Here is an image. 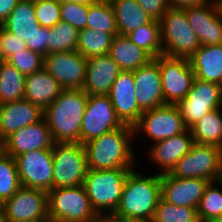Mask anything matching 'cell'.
<instances>
[{"label": "cell", "mask_w": 222, "mask_h": 222, "mask_svg": "<svg viewBox=\"0 0 222 222\" xmlns=\"http://www.w3.org/2000/svg\"><path fill=\"white\" fill-rule=\"evenodd\" d=\"M134 141V127L124 125L84 143L88 169L137 168Z\"/></svg>", "instance_id": "obj_1"}, {"label": "cell", "mask_w": 222, "mask_h": 222, "mask_svg": "<svg viewBox=\"0 0 222 222\" xmlns=\"http://www.w3.org/2000/svg\"><path fill=\"white\" fill-rule=\"evenodd\" d=\"M88 94L83 89H64L44 109V119L55 143H80L82 119Z\"/></svg>", "instance_id": "obj_2"}, {"label": "cell", "mask_w": 222, "mask_h": 222, "mask_svg": "<svg viewBox=\"0 0 222 222\" xmlns=\"http://www.w3.org/2000/svg\"><path fill=\"white\" fill-rule=\"evenodd\" d=\"M144 173L134 169L127 175L119 205L113 213L120 220L153 218L161 198V175Z\"/></svg>", "instance_id": "obj_3"}, {"label": "cell", "mask_w": 222, "mask_h": 222, "mask_svg": "<svg viewBox=\"0 0 222 222\" xmlns=\"http://www.w3.org/2000/svg\"><path fill=\"white\" fill-rule=\"evenodd\" d=\"M136 168L88 169L83 182L97 214H113L120 202L127 175Z\"/></svg>", "instance_id": "obj_4"}, {"label": "cell", "mask_w": 222, "mask_h": 222, "mask_svg": "<svg viewBox=\"0 0 222 222\" xmlns=\"http://www.w3.org/2000/svg\"><path fill=\"white\" fill-rule=\"evenodd\" d=\"M162 55L189 59L201 46L184 9L169 8L160 20Z\"/></svg>", "instance_id": "obj_5"}, {"label": "cell", "mask_w": 222, "mask_h": 222, "mask_svg": "<svg viewBox=\"0 0 222 222\" xmlns=\"http://www.w3.org/2000/svg\"><path fill=\"white\" fill-rule=\"evenodd\" d=\"M47 202L50 222H86L97 214L83 185L51 189Z\"/></svg>", "instance_id": "obj_6"}, {"label": "cell", "mask_w": 222, "mask_h": 222, "mask_svg": "<svg viewBox=\"0 0 222 222\" xmlns=\"http://www.w3.org/2000/svg\"><path fill=\"white\" fill-rule=\"evenodd\" d=\"M187 129L177 105L166 104L143 111L139 122L134 126V135L136 143L141 141L143 146L149 140L155 143L179 135ZM138 138L141 139L137 141Z\"/></svg>", "instance_id": "obj_7"}, {"label": "cell", "mask_w": 222, "mask_h": 222, "mask_svg": "<svg viewBox=\"0 0 222 222\" xmlns=\"http://www.w3.org/2000/svg\"><path fill=\"white\" fill-rule=\"evenodd\" d=\"M53 154V189L83 185L88 166L84 144L55 143Z\"/></svg>", "instance_id": "obj_8"}, {"label": "cell", "mask_w": 222, "mask_h": 222, "mask_svg": "<svg viewBox=\"0 0 222 222\" xmlns=\"http://www.w3.org/2000/svg\"><path fill=\"white\" fill-rule=\"evenodd\" d=\"M170 174L177 178H201L210 182L222 179V149L194 143Z\"/></svg>", "instance_id": "obj_9"}, {"label": "cell", "mask_w": 222, "mask_h": 222, "mask_svg": "<svg viewBox=\"0 0 222 222\" xmlns=\"http://www.w3.org/2000/svg\"><path fill=\"white\" fill-rule=\"evenodd\" d=\"M177 107L189 129L208 112L222 107L221 87L215 82L194 78L190 91Z\"/></svg>", "instance_id": "obj_10"}, {"label": "cell", "mask_w": 222, "mask_h": 222, "mask_svg": "<svg viewBox=\"0 0 222 222\" xmlns=\"http://www.w3.org/2000/svg\"><path fill=\"white\" fill-rule=\"evenodd\" d=\"M7 222H50L47 192L21 186L3 202Z\"/></svg>", "instance_id": "obj_11"}, {"label": "cell", "mask_w": 222, "mask_h": 222, "mask_svg": "<svg viewBox=\"0 0 222 222\" xmlns=\"http://www.w3.org/2000/svg\"><path fill=\"white\" fill-rule=\"evenodd\" d=\"M123 126L108 95H88L81 124L80 143L84 144Z\"/></svg>", "instance_id": "obj_12"}, {"label": "cell", "mask_w": 222, "mask_h": 222, "mask_svg": "<svg viewBox=\"0 0 222 222\" xmlns=\"http://www.w3.org/2000/svg\"><path fill=\"white\" fill-rule=\"evenodd\" d=\"M165 104L177 105L191 89L195 78L189 59L159 56Z\"/></svg>", "instance_id": "obj_13"}, {"label": "cell", "mask_w": 222, "mask_h": 222, "mask_svg": "<svg viewBox=\"0 0 222 222\" xmlns=\"http://www.w3.org/2000/svg\"><path fill=\"white\" fill-rule=\"evenodd\" d=\"M15 160L21 186L46 192L53 189L52 149L33 150Z\"/></svg>", "instance_id": "obj_14"}, {"label": "cell", "mask_w": 222, "mask_h": 222, "mask_svg": "<svg viewBox=\"0 0 222 222\" xmlns=\"http://www.w3.org/2000/svg\"><path fill=\"white\" fill-rule=\"evenodd\" d=\"M87 59L78 51L54 52L44 56L43 69L64 89H83Z\"/></svg>", "instance_id": "obj_15"}, {"label": "cell", "mask_w": 222, "mask_h": 222, "mask_svg": "<svg viewBox=\"0 0 222 222\" xmlns=\"http://www.w3.org/2000/svg\"><path fill=\"white\" fill-rule=\"evenodd\" d=\"M184 11L201 45L222 44V9L218 0H209Z\"/></svg>", "instance_id": "obj_16"}, {"label": "cell", "mask_w": 222, "mask_h": 222, "mask_svg": "<svg viewBox=\"0 0 222 222\" xmlns=\"http://www.w3.org/2000/svg\"><path fill=\"white\" fill-rule=\"evenodd\" d=\"M194 144L190 129L182 132L179 135L155 142L151 146L146 144L147 159L150 161V167L155 166L159 175L170 173L176 163L187 154Z\"/></svg>", "instance_id": "obj_17"}, {"label": "cell", "mask_w": 222, "mask_h": 222, "mask_svg": "<svg viewBox=\"0 0 222 222\" xmlns=\"http://www.w3.org/2000/svg\"><path fill=\"white\" fill-rule=\"evenodd\" d=\"M108 96L121 122L134 127L143 111L137 103L133 71L122 70L111 86Z\"/></svg>", "instance_id": "obj_18"}, {"label": "cell", "mask_w": 222, "mask_h": 222, "mask_svg": "<svg viewBox=\"0 0 222 222\" xmlns=\"http://www.w3.org/2000/svg\"><path fill=\"white\" fill-rule=\"evenodd\" d=\"M210 181L201 178H177L170 173L161 175V198L179 207L196 208Z\"/></svg>", "instance_id": "obj_19"}, {"label": "cell", "mask_w": 222, "mask_h": 222, "mask_svg": "<svg viewBox=\"0 0 222 222\" xmlns=\"http://www.w3.org/2000/svg\"><path fill=\"white\" fill-rule=\"evenodd\" d=\"M133 75L136 99L142 111L166 105L162 91L159 56L137 70H133Z\"/></svg>", "instance_id": "obj_20"}, {"label": "cell", "mask_w": 222, "mask_h": 222, "mask_svg": "<svg viewBox=\"0 0 222 222\" xmlns=\"http://www.w3.org/2000/svg\"><path fill=\"white\" fill-rule=\"evenodd\" d=\"M54 144L51 131L43 118L11 134L3 141V148L5 154L16 158L33 150L52 149Z\"/></svg>", "instance_id": "obj_21"}, {"label": "cell", "mask_w": 222, "mask_h": 222, "mask_svg": "<svg viewBox=\"0 0 222 222\" xmlns=\"http://www.w3.org/2000/svg\"><path fill=\"white\" fill-rule=\"evenodd\" d=\"M44 117V110L26 99L0 104V140L17 130L35 124Z\"/></svg>", "instance_id": "obj_22"}, {"label": "cell", "mask_w": 222, "mask_h": 222, "mask_svg": "<svg viewBox=\"0 0 222 222\" xmlns=\"http://www.w3.org/2000/svg\"><path fill=\"white\" fill-rule=\"evenodd\" d=\"M121 71L108 54L88 58L83 90L88 95H108Z\"/></svg>", "instance_id": "obj_23"}, {"label": "cell", "mask_w": 222, "mask_h": 222, "mask_svg": "<svg viewBox=\"0 0 222 222\" xmlns=\"http://www.w3.org/2000/svg\"><path fill=\"white\" fill-rule=\"evenodd\" d=\"M64 88L45 69L25 76L24 99L43 110L54 102Z\"/></svg>", "instance_id": "obj_24"}, {"label": "cell", "mask_w": 222, "mask_h": 222, "mask_svg": "<svg viewBox=\"0 0 222 222\" xmlns=\"http://www.w3.org/2000/svg\"><path fill=\"white\" fill-rule=\"evenodd\" d=\"M1 26L27 43L33 51V35L40 27L34 3L20 0Z\"/></svg>", "instance_id": "obj_25"}, {"label": "cell", "mask_w": 222, "mask_h": 222, "mask_svg": "<svg viewBox=\"0 0 222 222\" xmlns=\"http://www.w3.org/2000/svg\"><path fill=\"white\" fill-rule=\"evenodd\" d=\"M189 62L195 78L218 83L222 75V44L201 45Z\"/></svg>", "instance_id": "obj_26"}, {"label": "cell", "mask_w": 222, "mask_h": 222, "mask_svg": "<svg viewBox=\"0 0 222 222\" xmlns=\"http://www.w3.org/2000/svg\"><path fill=\"white\" fill-rule=\"evenodd\" d=\"M124 71L137 70L153 59L145 50L130 41L126 35H115L108 54Z\"/></svg>", "instance_id": "obj_27"}, {"label": "cell", "mask_w": 222, "mask_h": 222, "mask_svg": "<svg viewBox=\"0 0 222 222\" xmlns=\"http://www.w3.org/2000/svg\"><path fill=\"white\" fill-rule=\"evenodd\" d=\"M111 4L119 35H127L153 21V18L139 6L137 0H113Z\"/></svg>", "instance_id": "obj_28"}, {"label": "cell", "mask_w": 222, "mask_h": 222, "mask_svg": "<svg viewBox=\"0 0 222 222\" xmlns=\"http://www.w3.org/2000/svg\"><path fill=\"white\" fill-rule=\"evenodd\" d=\"M189 129L194 143L222 149V107L208 112Z\"/></svg>", "instance_id": "obj_29"}, {"label": "cell", "mask_w": 222, "mask_h": 222, "mask_svg": "<svg viewBox=\"0 0 222 222\" xmlns=\"http://www.w3.org/2000/svg\"><path fill=\"white\" fill-rule=\"evenodd\" d=\"M25 75L7 61H0V104L24 98Z\"/></svg>", "instance_id": "obj_30"}, {"label": "cell", "mask_w": 222, "mask_h": 222, "mask_svg": "<svg viewBox=\"0 0 222 222\" xmlns=\"http://www.w3.org/2000/svg\"><path fill=\"white\" fill-rule=\"evenodd\" d=\"M113 36L90 28L79 30L77 51L86 59L109 54Z\"/></svg>", "instance_id": "obj_31"}, {"label": "cell", "mask_w": 222, "mask_h": 222, "mask_svg": "<svg viewBox=\"0 0 222 222\" xmlns=\"http://www.w3.org/2000/svg\"><path fill=\"white\" fill-rule=\"evenodd\" d=\"M126 36L152 58L162 55L160 21L153 20L151 23L131 31Z\"/></svg>", "instance_id": "obj_32"}, {"label": "cell", "mask_w": 222, "mask_h": 222, "mask_svg": "<svg viewBox=\"0 0 222 222\" xmlns=\"http://www.w3.org/2000/svg\"><path fill=\"white\" fill-rule=\"evenodd\" d=\"M196 210L200 222L222 216V179L208 183Z\"/></svg>", "instance_id": "obj_33"}, {"label": "cell", "mask_w": 222, "mask_h": 222, "mask_svg": "<svg viewBox=\"0 0 222 222\" xmlns=\"http://www.w3.org/2000/svg\"><path fill=\"white\" fill-rule=\"evenodd\" d=\"M87 17V28L110 33L113 37L118 35L115 13L111 3L94 2L90 4Z\"/></svg>", "instance_id": "obj_34"}, {"label": "cell", "mask_w": 222, "mask_h": 222, "mask_svg": "<svg viewBox=\"0 0 222 222\" xmlns=\"http://www.w3.org/2000/svg\"><path fill=\"white\" fill-rule=\"evenodd\" d=\"M79 30L60 21L49 28V53L77 51Z\"/></svg>", "instance_id": "obj_35"}, {"label": "cell", "mask_w": 222, "mask_h": 222, "mask_svg": "<svg viewBox=\"0 0 222 222\" xmlns=\"http://www.w3.org/2000/svg\"><path fill=\"white\" fill-rule=\"evenodd\" d=\"M21 187L15 158L0 155V202L11 198Z\"/></svg>", "instance_id": "obj_36"}, {"label": "cell", "mask_w": 222, "mask_h": 222, "mask_svg": "<svg viewBox=\"0 0 222 222\" xmlns=\"http://www.w3.org/2000/svg\"><path fill=\"white\" fill-rule=\"evenodd\" d=\"M153 222H200L196 208L179 207L167 203L162 198L158 201Z\"/></svg>", "instance_id": "obj_37"}, {"label": "cell", "mask_w": 222, "mask_h": 222, "mask_svg": "<svg viewBox=\"0 0 222 222\" xmlns=\"http://www.w3.org/2000/svg\"><path fill=\"white\" fill-rule=\"evenodd\" d=\"M6 61L26 76L43 69L44 56L26 48L14 53Z\"/></svg>", "instance_id": "obj_38"}, {"label": "cell", "mask_w": 222, "mask_h": 222, "mask_svg": "<svg viewBox=\"0 0 222 222\" xmlns=\"http://www.w3.org/2000/svg\"><path fill=\"white\" fill-rule=\"evenodd\" d=\"M89 5L77 3H61L60 18L61 21L67 22L78 30L87 28V15Z\"/></svg>", "instance_id": "obj_39"}, {"label": "cell", "mask_w": 222, "mask_h": 222, "mask_svg": "<svg viewBox=\"0 0 222 222\" xmlns=\"http://www.w3.org/2000/svg\"><path fill=\"white\" fill-rule=\"evenodd\" d=\"M60 5L57 0H39L34 3L35 14L40 26L51 28L61 21Z\"/></svg>", "instance_id": "obj_40"}, {"label": "cell", "mask_w": 222, "mask_h": 222, "mask_svg": "<svg viewBox=\"0 0 222 222\" xmlns=\"http://www.w3.org/2000/svg\"><path fill=\"white\" fill-rule=\"evenodd\" d=\"M27 43L0 25V61H6L14 53L25 50Z\"/></svg>", "instance_id": "obj_41"}, {"label": "cell", "mask_w": 222, "mask_h": 222, "mask_svg": "<svg viewBox=\"0 0 222 222\" xmlns=\"http://www.w3.org/2000/svg\"><path fill=\"white\" fill-rule=\"evenodd\" d=\"M137 2L153 20L157 21H160L170 8L169 0H137Z\"/></svg>", "instance_id": "obj_42"}, {"label": "cell", "mask_w": 222, "mask_h": 222, "mask_svg": "<svg viewBox=\"0 0 222 222\" xmlns=\"http://www.w3.org/2000/svg\"><path fill=\"white\" fill-rule=\"evenodd\" d=\"M33 51L43 56L49 54V28L40 26L33 35Z\"/></svg>", "instance_id": "obj_43"}, {"label": "cell", "mask_w": 222, "mask_h": 222, "mask_svg": "<svg viewBox=\"0 0 222 222\" xmlns=\"http://www.w3.org/2000/svg\"><path fill=\"white\" fill-rule=\"evenodd\" d=\"M20 0H0V25L6 20Z\"/></svg>", "instance_id": "obj_44"}, {"label": "cell", "mask_w": 222, "mask_h": 222, "mask_svg": "<svg viewBox=\"0 0 222 222\" xmlns=\"http://www.w3.org/2000/svg\"><path fill=\"white\" fill-rule=\"evenodd\" d=\"M209 0H169V6L174 9H185L204 4Z\"/></svg>", "instance_id": "obj_45"}, {"label": "cell", "mask_w": 222, "mask_h": 222, "mask_svg": "<svg viewBox=\"0 0 222 222\" xmlns=\"http://www.w3.org/2000/svg\"><path fill=\"white\" fill-rule=\"evenodd\" d=\"M86 222H120V219L115 214H96Z\"/></svg>", "instance_id": "obj_46"}, {"label": "cell", "mask_w": 222, "mask_h": 222, "mask_svg": "<svg viewBox=\"0 0 222 222\" xmlns=\"http://www.w3.org/2000/svg\"><path fill=\"white\" fill-rule=\"evenodd\" d=\"M59 3H66V2H70V3H77V4H93L94 1L93 0H57Z\"/></svg>", "instance_id": "obj_47"}, {"label": "cell", "mask_w": 222, "mask_h": 222, "mask_svg": "<svg viewBox=\"0 0 222 222\" xmlns=\"http://www.w3.org/2000/svg\"><path fill=\"white\" fill-rule=\"evenodd\" d=\"M120 222H153V219L126 218V219H121Z\"/></svg>", "instance_id": "obj_48"}, {"label": "cell", "mask_w": 222, "mask_h": 222, "mask_svg": "<svg viewBox=\"0 0 222 222\" xmlns=\"http://www.w3.org/2000/svg\"><path fill=\"white\" fill-rule=\"evenodd\" d=\"M0 222H7L2 202H0Z\"/></svg>", "instance_id": "obj_49"}, {"label": "cell", "mask_w": 222, "mask_h": 222, "mask_svg": "<svg viewBox=\"0 0 222 222\" xmlns=\"http://www.w3.org/2000/svg\"><path fill=\"white\" fill-rule=\"evenodd\" d=\"M93 1L99 3H111L113 0H93Z\"/></svg>", "instance_id": "obj_50"}, {"label": "cell", "mask_w": 222, "mask_h": 222, "mask_svg": "<svg viewBox=\"0 0 222 222\" xmlns=\"http://www.w3.org/2000/svg\"><path fill=\"white\" fill-rule=\"evenodd\" d=\"M4 148H3V141L0 140V155L3 154Z\"/></svg>", "instance_id": "obj_51"}, {"label": "cell", "mask_w": 222, "mask_h": 222, "mask_svg": "<svg viewBox=\"0 0 222 222\" xmlns=\"http://www.w3.org/2000/svg\"><path fill=\"white\" fill-rule=\"evenodd\" d=\"M211 222H222V216L213 219Z\"/></svg>", "instance_id": "obj_52"}, {"label": "cell", "mask_w": 222, "mask_h": 222, "mask_svg": "<svg viewBox=\"0 0 222 222\" xmlns=\"http://www.w3.org/2000/svg\"><path fill=\"white\" fill-rule=\"evenodd\" d=\"M217 84L221 87V90H222V75H220V80Z\"/></svg>", "instance_id": "obj_53"}, {"label": "cell", "mask_w": 222, "mask_h": 222, "mask_svg": "<svg viewBox=\"0 0 222 222\" xmlns=\"http://www.w3.org/2000/svg\"><path fill=\"white\" fill-rule=\"evenodd\" d=\"M24 1L35 3V2H38L39 0H24Z\"/></svg>", "instance_id": "obj_54"}, {"label": "cell", "mask_w": 222, "mask_h": 222, "mask_svg": "<svg viewBox=\"0 0 222 222\" xmlns=\"http://www.w3.org/2000/svg\"><path fill=\"white\" fill-rule=\"evenodd\" d=\"M218 1L220 3L221 9H222V0H218Z\"/></svg>", "instance_id": "obj_55"}]
</instances>
